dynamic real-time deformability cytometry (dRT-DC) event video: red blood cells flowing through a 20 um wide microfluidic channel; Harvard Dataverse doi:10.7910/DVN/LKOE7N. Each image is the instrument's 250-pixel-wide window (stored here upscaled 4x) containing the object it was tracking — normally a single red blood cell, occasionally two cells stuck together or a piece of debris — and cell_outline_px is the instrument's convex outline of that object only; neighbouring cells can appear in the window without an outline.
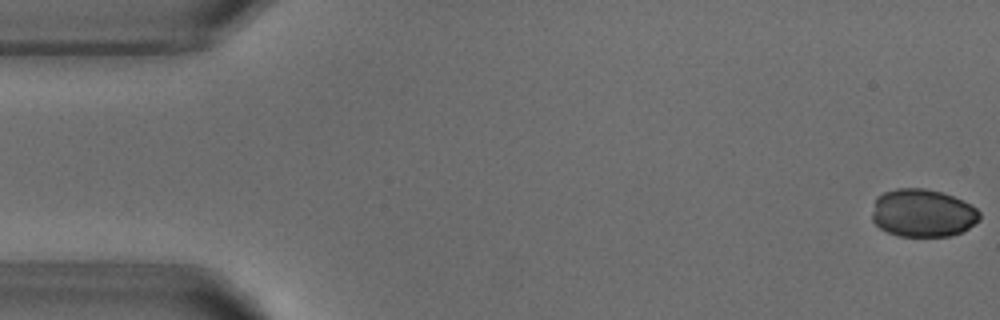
{"species": "common noctule bat (a hibernating species)", "species_latin": "Nyctalus noctula", "temperature_condition": "warm", "stored_images_in_passage": 49, "camera_frame_rate_fps": 3000, "um_per_image_px": 0.085, "animal": {"sex": "male", "body_mass_g": 18.8}, "frame": {"image": 1, "passage_image": 1, "time_ms": 0.0, "image_size_px": [1000, 320], "cell_outline_px": [[980, 220], [964, 232], [948, 236], [896, 236], [880, 228], [872, 220], [872, 212], [876, 196], [884, 192], [896, 188], [924, 188], [940, 192], [952, 196], [976, 208], [980, 212]], "centroid_in_image_um": [78.42, 18.12], "position_along_channel_um": 6.6, "area_um2": 30.11}}
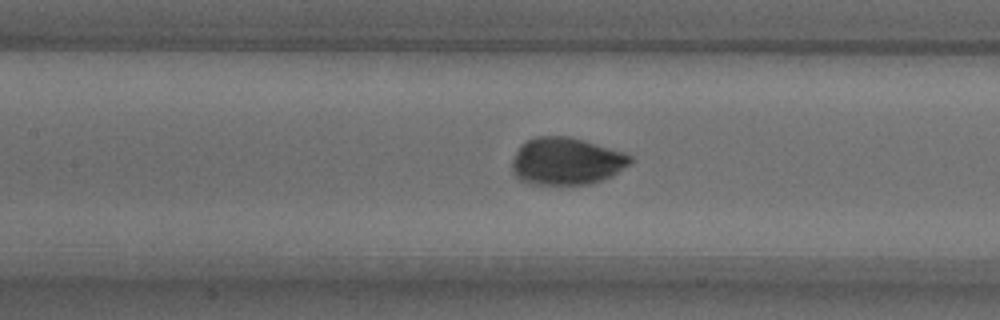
{"frame": {"image": 2, "passage_image": 23, "time_ms": 7.333, "image_size_px": [1000, 320], "cell_outline_px": [[636, 160], [632, 164], [612, 176], [592, 184], [528, 184], [520, 180], [512, 172], [512, 160], [520, 144], [536, 136], [568, 136], [584, 140], [624, 152], [632, 156]], "centroid_in_image_um": [48.17, 13.7], "position_along_channel_um": 159.2, "area_um2": 33.0}}
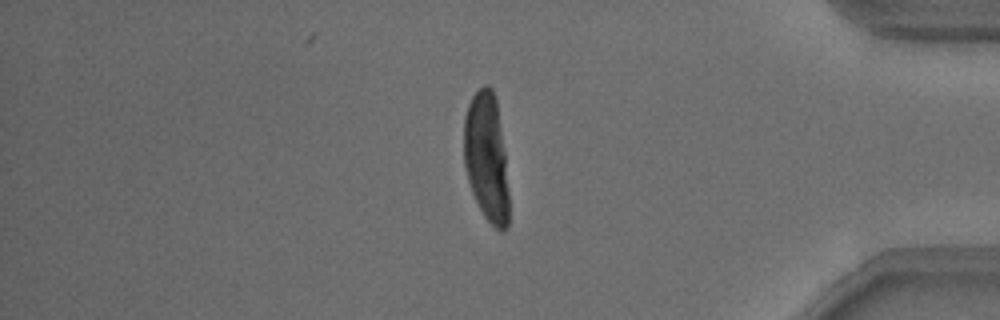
{"frame": {"image": 3, "passage_image": 44, "time_ms": 14.333, "image_size_px": [1000, 320], "cell_outline_px": [[508, 228], [504, 232], [500, 232], [484, 216], [472, 192], [468, 180], [464, 164], [464, 116], [468, 104], [472, 96], [484, 84], [488, 84], [492, 88], [496, 100], [504, 152], [508, 192]], "centroid_in_image_um": [41.34, 13.37], "position_along_channel_um": 393.9, "area_um2": 33.52}}